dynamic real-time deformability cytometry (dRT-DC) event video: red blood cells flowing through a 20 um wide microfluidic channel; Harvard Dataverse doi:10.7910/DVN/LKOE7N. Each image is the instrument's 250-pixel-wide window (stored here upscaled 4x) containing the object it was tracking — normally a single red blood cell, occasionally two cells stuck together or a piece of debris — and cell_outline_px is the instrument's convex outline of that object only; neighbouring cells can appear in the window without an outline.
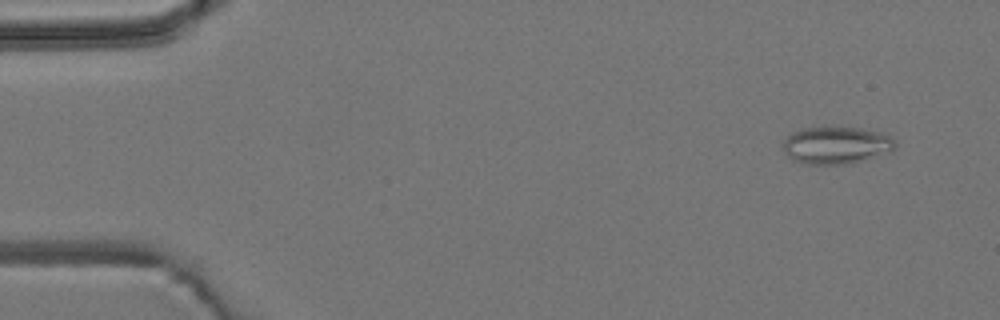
{"species": "common noctule bat (a hibernating species)", "species_latin": "Nyctalus noctula", "temperature_condition": "room temperature", "stored_images_in_passage": 53, "camera_frame_rate_fps": 3000, "um_per_image_px": 0.085, "animal": {"sex": "male", "body_mass_g": 19.2, "forearm_length_mm": 51.8}, "frame": {"image": 1, "passage_image": 4, "time_ms": 1.0, "image_size_px": [1000, 320], "cell_outline_px": [[896, 148], [892, 152], [852, 164], [804, 164], [792, 160], [780, 148], [784, 140], [792, 132], [800, 128], [824, 124], [840, 124], [888, 132], [896, 140]], "centroid_in_image_um": [71.13, 12.28], "position_along_channel_um": 13.9, "area_um2": 26.3}}
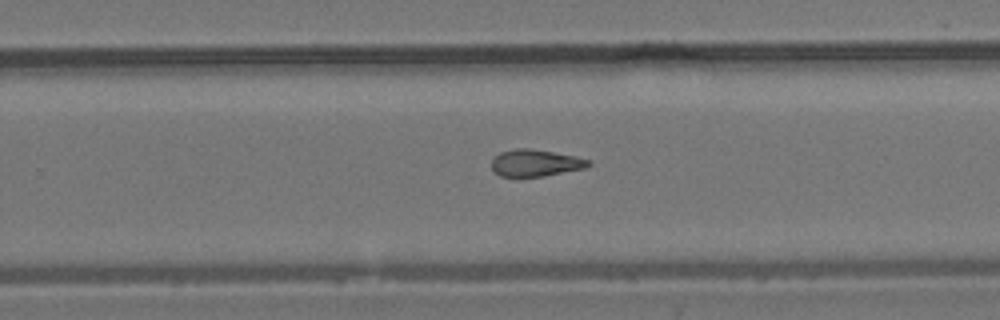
{"frame": {"image": 2, "passage_image": 34, "time_ms": 11.0, "image_size_px": [1000, 320], "cell_outline_px": [[592, 164], [584, 168], [544, 176], [500, 176], [492, 168], [492, 160], [500, 152], [516, 148], [532, 148], [576, 156], [592, 160]], "centroid_in_image_um": [45.55, 13.83], "position_along_channel_um": 284.2, "area_um2": 15.14}}
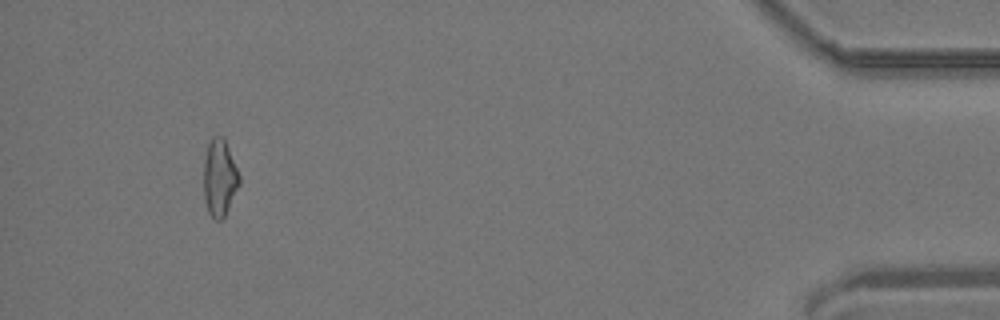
{"frame": {"image": 3, "passage_image": 50, "time_ms": 16.333, "image_size_px": [1000, 320], "cell_outline_px": [[240, 184], [224, 216], [220, 220], [216, 220], [208, 212], [204, 196], [204, 160], [208, 144], [212, 136], [224, 136], [240, 176]], "centroid_in_image_um": [18.67, 15.08], "position_along_channel_um": 416.5, "area_um2": 15.9}, "authors_computed_cell_mechanics": {"area_um2": 16.184, "velocity_mm_per_s": 3.8485, "shape_relaxation_time_tau1_ms": null, "shape_relaxation_time_tau2_ms": 6.1431, "deformation_change_tau1": null, "deformation_change_tau2": 0.1722}}